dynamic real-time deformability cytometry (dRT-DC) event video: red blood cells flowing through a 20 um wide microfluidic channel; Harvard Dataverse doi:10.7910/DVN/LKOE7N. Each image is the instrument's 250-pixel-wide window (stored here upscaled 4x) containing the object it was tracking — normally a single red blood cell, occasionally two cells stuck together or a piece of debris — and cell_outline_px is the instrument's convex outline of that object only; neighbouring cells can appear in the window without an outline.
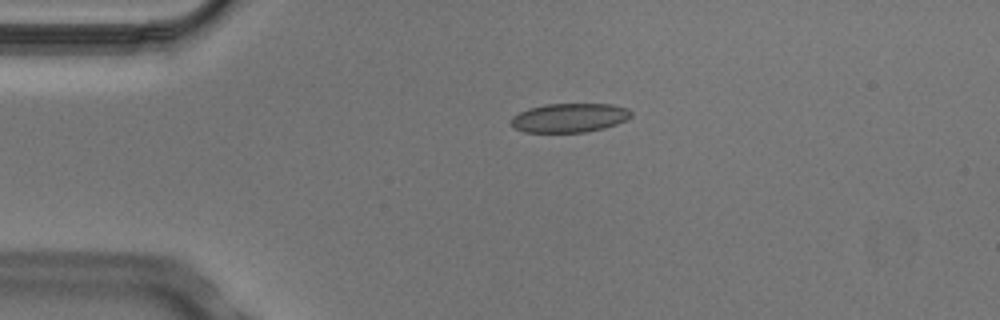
{"species": "Egyptian fruit bat (a non-hibernating species)", "species_latin": "Rousettus aegyptiacus", "temperature_condition": "cold", "stored_images_in_passage": 6, "camera_frame_rate_fps": 3000, "um_per_image_px": 0.085, "animal": {"sex": "male"}, "frame": {"image": 1, "passage_image": 6, "time_ms": 1.667, "image_size_px": [1000, 320], "cell_outline_px": [[632, 116], [628, 120], [604, 128], [588, 132], [524, 132], [508, 124], [512, 116], [528, 108], [548, 104], [612, 104], [628, 108], [632, 112]], "centroid_in_image_um": [48.42, 10.01], "position_along_channel_um": 36.6, "area_um2": 20.52}}